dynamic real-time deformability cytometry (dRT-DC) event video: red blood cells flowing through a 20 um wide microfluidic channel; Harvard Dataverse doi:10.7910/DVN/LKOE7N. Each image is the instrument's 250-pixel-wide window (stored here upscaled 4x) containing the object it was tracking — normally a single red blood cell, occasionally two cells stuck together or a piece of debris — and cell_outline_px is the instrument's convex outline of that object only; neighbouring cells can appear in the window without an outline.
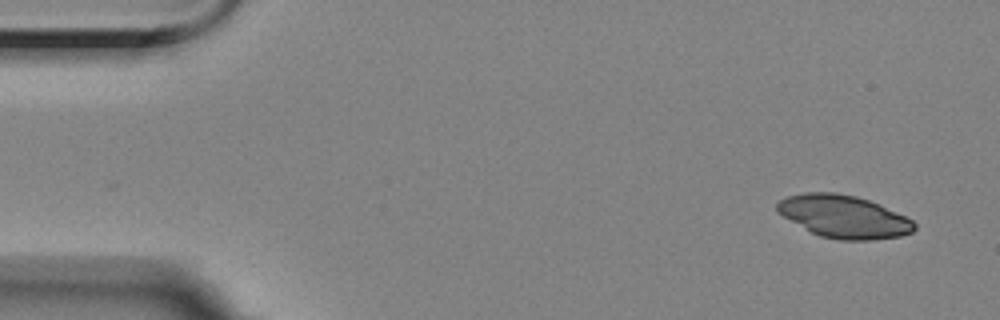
{"species": "Egyptian fruit bat (a non-hibernating species)", "species_latin": "Rousettus aegyptiacus", "temperature_condition": "room temperature", "stored_images_in_passage": 54, "camera_frame_rate_fps": 3000, "um_per_image_px": 0.085, "animal": {"sex": "female"}, "frame": {"image": 1, "passage_image": 1, "time_ms": 0.0, "image_size_px": [1000, 320], "cell_outline_px": [[916, 228], [912, 232], [900, 236], [868, 240], [840, 240], [820, 236], [812, 232], [784, 216], [776, 208], [776, 204], [780, 200], [788, 196], [804, 192], [836, 192], [856, 196], [880, 204], [912, 220], [916, 224]], "centroid_in_image_um": [71.74, 18.4], "position_along_channel_um": 13.3, "area_um2": 33.76}}